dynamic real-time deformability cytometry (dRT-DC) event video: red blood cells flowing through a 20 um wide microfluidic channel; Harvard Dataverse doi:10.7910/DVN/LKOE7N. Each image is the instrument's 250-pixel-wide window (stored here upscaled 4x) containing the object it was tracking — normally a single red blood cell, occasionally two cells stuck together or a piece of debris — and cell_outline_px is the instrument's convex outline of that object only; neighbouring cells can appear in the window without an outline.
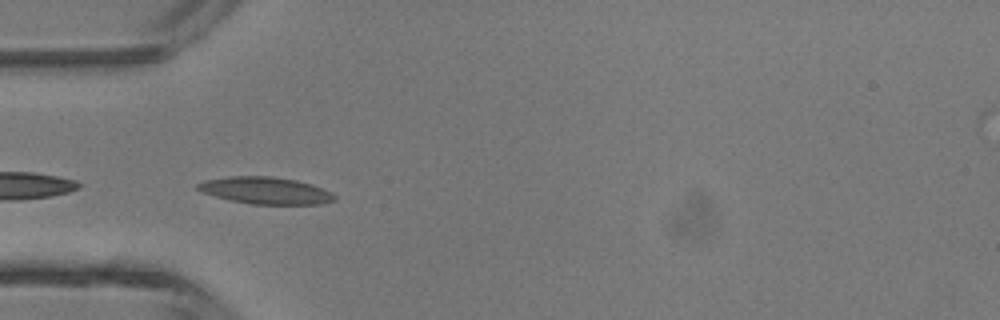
{"species": "common noctule bat (a hibernating species)", "species_latin": "Nyctalus noctula", "temperature_condition": "room temperature", "stored_images_in_passage": 5, "camera_frame_rate_fps": 3000, "um_per_image_px": 0.085, "animal": {"sex": "male", "body_mass_g": 13.3}, "frame": {"image": 1, "passage_image": 4, "time_ms": 3.667, "image_size_px": [1000, 320], "cell_outline_px": [[336, 200], [320, 204], [252, 204], [232, 200], [216, 196], [204, 192], [196, 188], [196, 184], [204, 180], [228, 176], [272, 176], [296, 180], [312, 184], [332, 192], [336, 196]], "centroid_in_image_um": [22.6, 16.18], "position_along_channel_um": 62.4, "area_um2": 21.44}}
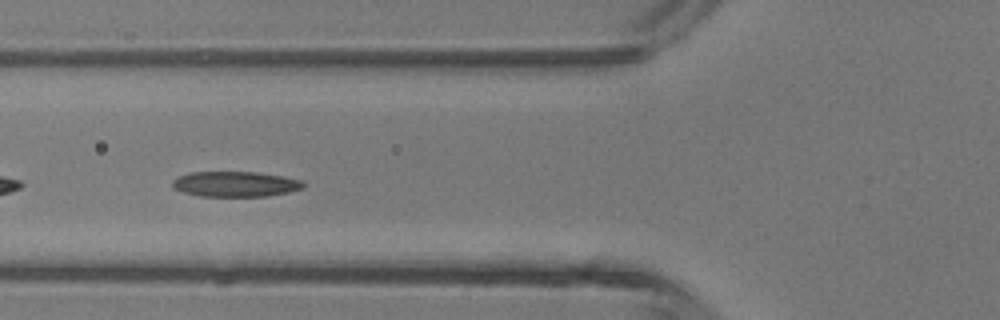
{"frame": {"image": 2, "passage_image": 5, "time_ms": 4.667, "image_size_px": [1000, 320], "cell_outline_px": [[304, 188], [288, 192], [268, 196], [200, 196], [184, 192], [172, 188], [172, 180], [176, 176], [192, 172], [256, 172], [280, 176], [300, 180], [304, 184]], "centroid_in_image_um": [19.95, 15.64], "position_along_channel_um": 105.8, "area_um2": 19.25}}